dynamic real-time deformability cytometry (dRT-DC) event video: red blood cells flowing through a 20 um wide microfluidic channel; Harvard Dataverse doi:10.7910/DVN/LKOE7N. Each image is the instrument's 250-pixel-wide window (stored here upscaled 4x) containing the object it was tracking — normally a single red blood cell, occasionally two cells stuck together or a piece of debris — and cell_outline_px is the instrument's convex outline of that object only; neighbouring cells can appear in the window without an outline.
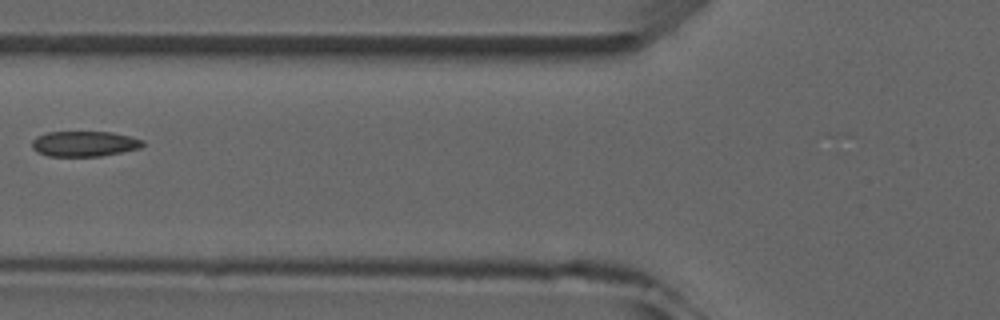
{"species": "common noctule bat (a hibernating species)", "species_latin": "Nyctalus noctula", "temperature_condition": "room temperature", "stored_images_in_passage": 7, "camera_frame_rate_fps": 3000, "um_per_image_px": 0.085, "animal": {"sex": "male", "forearm_length_mm": 52.5}, "frame": {"image": 1, "passage_image": 6, "time_ms": 6.0, "image_size_px": [1000, 320], "cell_outline_px": [[144, 144], [140, 148], [100, 156], [48, 156], [36, 152], [32, 148], [32, 140], [36, 136], [48, 132], [112, 132], [132, 136], [144, 140]], "centroid_in_image_um": [7.16, 12.21], "position_along_channel_um": 118.6, "area_um2": 16.47}}
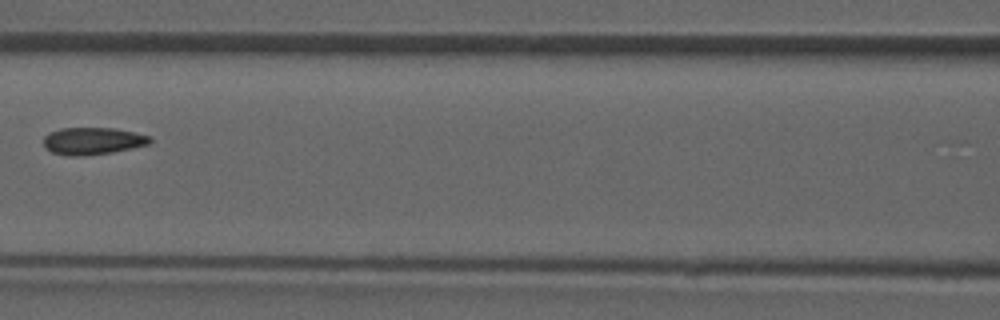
{"frame": {"image": 2, "passage_image": 7, "time_ms": 7.0, "image_size_px": [1000, 320], "cell_outline_px": [[152, 140], [148, 144], [132, 148], [112, 152], [80, 156], [68, 156], [52, 152], [44, 144], [44, 136], [48, 132], [60, 128], [112, 128], [152, 136]], "centroid_in_image_um": [7.87, 11.98], "position_along_channel_um": 158.7, "area_um2": 16.76}}